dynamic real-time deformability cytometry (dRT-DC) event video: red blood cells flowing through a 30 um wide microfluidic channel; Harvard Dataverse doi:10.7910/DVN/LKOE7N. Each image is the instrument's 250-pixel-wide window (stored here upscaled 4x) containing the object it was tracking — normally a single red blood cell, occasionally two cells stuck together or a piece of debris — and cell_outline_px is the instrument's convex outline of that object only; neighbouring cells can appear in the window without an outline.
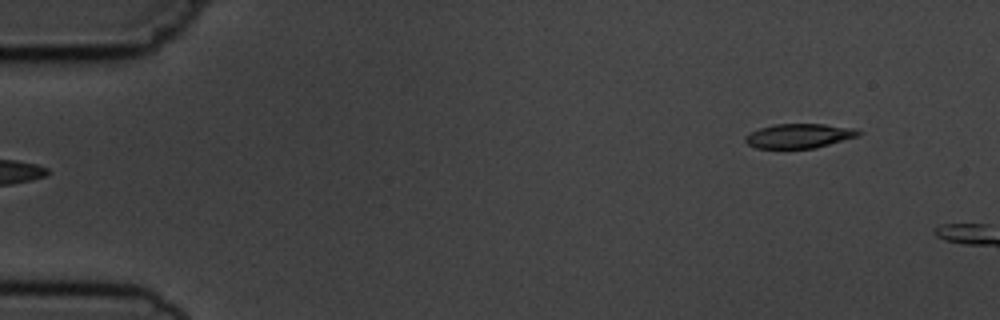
{"species": "common noctule bat (a hibernating species)", "species_latin": "Nyctalus noctula", "temperature_condition": "cold", "stored_images_in_passage": 4, "segment_of_instrument_passage": [2, 2], "camera_frame_rate_fps": 3000, "um_per_image_px": 0.085, "animal": {"sex": "male", "body_mass_g": 19.5, "forearm_length_mm": 54.6}, "frame": {"image": 1, "passage_image": 4, "time_ms": 4.333, "image_size_px": [1000, 320], "cell_outline_px": [[864, 132], [860, 136], [816, 148], [756, 148], [748, 144], [744, 140], [744, 136], [760, 128], [772, 124], [824, 124], [856, 128]], "centroid_in_image_um": [67.98, 11.54], "position_along_channel_um": 17.0, "area_um2": 16.3}}